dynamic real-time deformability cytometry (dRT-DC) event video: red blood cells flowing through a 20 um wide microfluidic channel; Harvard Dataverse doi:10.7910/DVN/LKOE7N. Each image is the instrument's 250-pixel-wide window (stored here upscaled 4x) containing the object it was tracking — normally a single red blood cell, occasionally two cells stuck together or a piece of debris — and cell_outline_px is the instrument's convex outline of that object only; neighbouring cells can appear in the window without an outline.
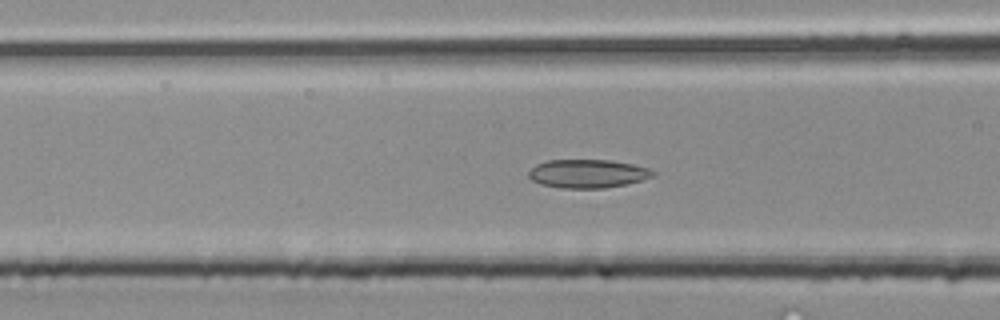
{"species": "common noctule bat (a hibernating species)", "species_latin": "Nyctalus noctula", "temperature_condition": "room temperature", "stored_images_in_passage": 38, "camera_frame_rate_fps": 3000, "um_per_image_px": 0.085, "animal": {"sex": "male", "body_mass_g": 20.4}, "frame": {"image": 1, "passage_image": 12, "time_ms": 3.667, "image_size_px": [1000, 320], "cell_outline_px": [[656, 176], [644, 180], [604, 188], [564, 188], [540, 184], [532, 180], [528, 176], [528, 172], [536, 164], [548, 160], [612, 160], [632, 164], [648, 168], [656, 172]], "centroid_in_image_um": [49.98, 14.75], "position_along_channel_um": 116.6, "area_um2": 20.69}}
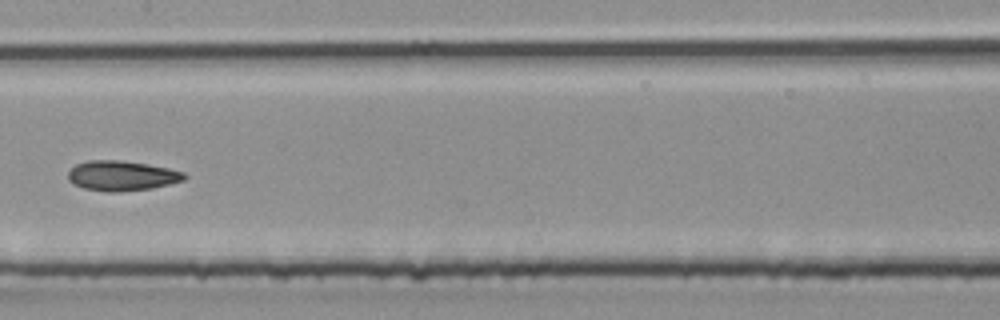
{"frame": {"image": 2, "passage_image": 17, "time_ms": 5.333, "image_size_px": [1000, 320], "cell_outline_px": [[188, 176], [184, 180], [152, 188], [120, 192], [108, 192], [84, 188], [72, 184], [68, 180], [68, 172], [76, 164], [88, 160], [120, 160], [148, 164], [168, 168], [184, 172]], "centroid_in_image_um": [10.34, 14.94], "position_along_channel_um": 197.1, "area_um2": 20.4}}
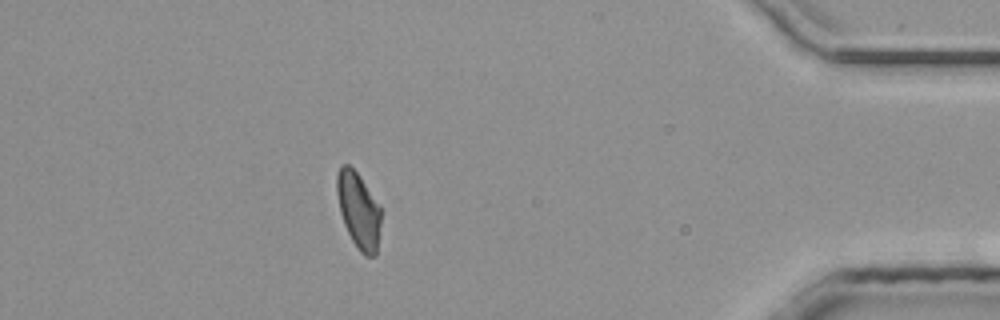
{"frame": {"image": 3, "passage_image": 33, "time_ms": 10.667, "image_size_px": [1000, 320], "cell_outline_px": [[380, 224], [376, 256], [364, 256], [356, 248], [344, 224], [340, 212], [336, 192], [336, 176], [340, 164], [348, 164], [356, 172], [380, 204]], "centroid_in_image_um": [30.46, 17.88], "position_along_channel_um": 404.7, "area_um2": 19.59}}